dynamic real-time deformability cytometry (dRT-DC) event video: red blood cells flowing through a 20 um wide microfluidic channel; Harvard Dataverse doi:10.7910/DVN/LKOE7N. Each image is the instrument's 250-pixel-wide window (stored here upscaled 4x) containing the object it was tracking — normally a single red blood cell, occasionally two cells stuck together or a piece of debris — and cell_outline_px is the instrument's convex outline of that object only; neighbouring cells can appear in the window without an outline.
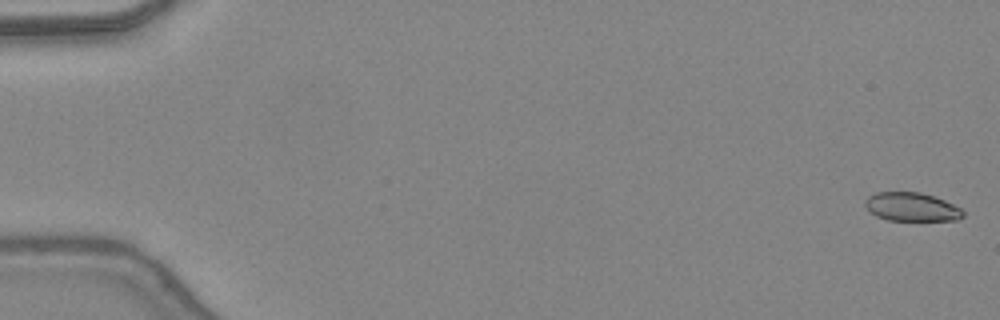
{"species": "common noctule bat (a hibernating species)", "species_latin": "Nyctalus noctula", "temperature_condition": "warm", "stored_images_in_passage": 3, "camera_frame_rate_fps": 3000, "um_per_image_px": 0.085, "animal": {"sex": "female", "body_mass_g": 24.6, "forearm_length_mm": 56.2}, "frame": {"image": 1, "passage_image": 1, "time_ms": 0.0, "image_size_px": [1000, 320], "cell_outline_px": [[964, 216], [956, 220], [888, 220], [876, 216], [864, 204], [864, 200], [868, 196], [876, 192], [920, 192], [944, 200], [960, 208], [964, 212]], "centroid_in_image_um": [77.47, 17.58], "position_along_channel_um": 7.5, "area_um2": 16.18}}